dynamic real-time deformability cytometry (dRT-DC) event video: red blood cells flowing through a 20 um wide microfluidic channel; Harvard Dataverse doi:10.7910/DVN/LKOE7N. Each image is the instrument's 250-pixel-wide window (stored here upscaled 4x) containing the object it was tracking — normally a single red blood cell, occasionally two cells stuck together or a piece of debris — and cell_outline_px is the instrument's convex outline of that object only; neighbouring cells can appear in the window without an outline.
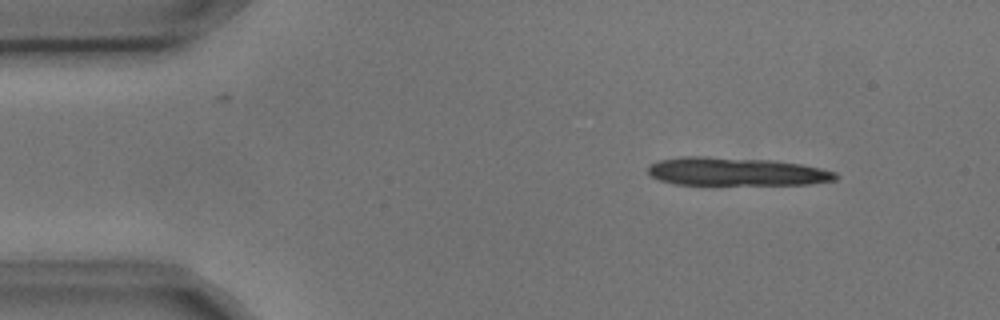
{"species": "common noctule bat (a hibernating species)", "species_latin": "Nyctalus noctula", "temperature_condition": "cold", "stored_images_in_passage": 13, "segment_of_instrument_passage": [1, 2], "camera_frame_rate_fps": 3000, "um_per_image_px": 0.085, "animal": {"sex": "male", "body_mass_g": 17.9, "forearm_length_mm": 54.2}, "frame": {"image": 1, "passage_image": 1, "time_ms": 0.0, "image_size_px": [1000, 320], "cell_outline_px": [[840, 176], [836, 180], [808, 184], [676, 184], [660, 180], [652, 176], [648, 172], [648, 164], [660, 160], [680, 156], [704, 156], [772, 160], [800, 164], [820, 168], [836, 172]], "centroid_in_image_um": [62.57, 14.58], "position_along_channel_um": 22.4, "area_um2": 30.81}}